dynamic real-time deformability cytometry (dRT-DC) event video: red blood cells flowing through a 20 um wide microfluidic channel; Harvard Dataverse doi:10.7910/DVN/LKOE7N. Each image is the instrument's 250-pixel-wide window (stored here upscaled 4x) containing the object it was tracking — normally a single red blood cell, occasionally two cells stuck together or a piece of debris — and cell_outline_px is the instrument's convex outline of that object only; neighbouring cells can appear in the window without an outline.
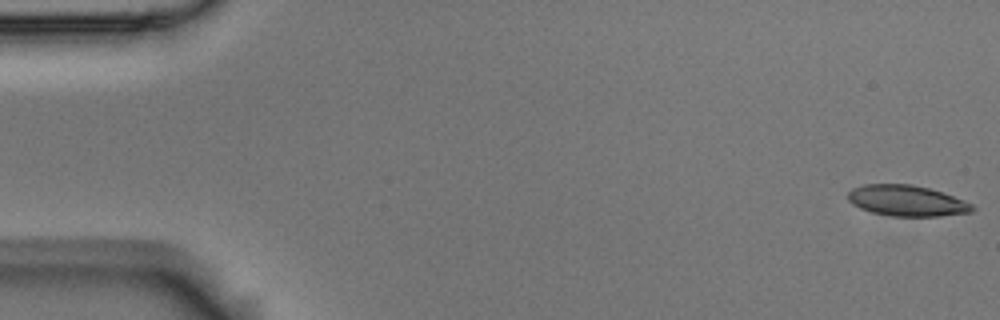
{"species": "Egyptian fruit bat (a non-hibernating species)", "species_latin": "Rousettus aegyptiacus", "temperature_condition": "room temperature", "stored_images_in_passage": 4, "camera_frame_rate_fps": 3000, "um_per_image_px": 0.085, "animal": {"sex": "male"}, "frame": {"image": 1, "passage_image": 1, "time_ms": 0.0, "image_size_px": [1000, 320], "cell_outline_px": [[976, 208], [972, 212], [940, 216], [892, 216], [872, 212], [860, 208], [852, 204], [848, 200], [848, 192], [852, 188], [864, 184], [912, 184], [928, 188], [964, 200], [972, 204]], "centroid_in_image_um": [77.06, 17.06], "position_along_channel_um": 7.9, "area_um2": 22.31}}